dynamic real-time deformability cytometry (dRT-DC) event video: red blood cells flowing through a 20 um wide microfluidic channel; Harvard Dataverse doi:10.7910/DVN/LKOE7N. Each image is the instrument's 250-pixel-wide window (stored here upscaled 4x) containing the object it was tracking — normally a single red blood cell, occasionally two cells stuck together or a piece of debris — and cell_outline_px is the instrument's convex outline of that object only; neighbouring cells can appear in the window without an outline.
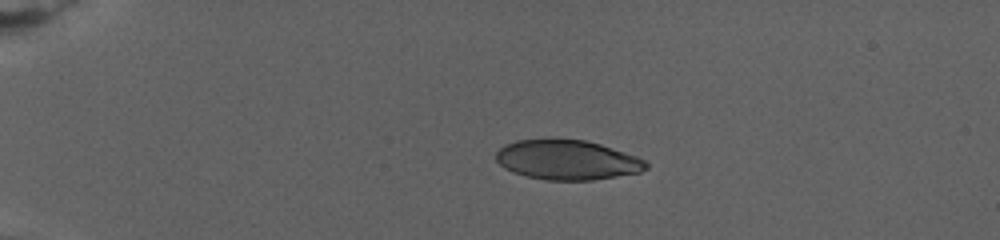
{"species": "human", "species_latin": "Homo sapiens", "temperature_condition": "warm", "stored_images_in_passage": 45, "camera_frame_rate_fps": 3000, "um_per_image_px": 0.085, "donor": {"sex": "female"}, "frame": {"image": 1, "passage_image": 1, "time_ms": 0.0, "image_size_px": [1000, 240], "cell_outline_px": [[648, 168], [640, 172], [592, 180], [544, 180], [512, 172], [504, 168], [496, 160], [496, 152], [504, 144], [516, 140], [584, 140], [600, 144], [636, 156], [644, 160], [648, 164]], "centroid_in_image_um": [48.2, 13.6], "position_along_channel_um": 36.8, "area_um2": 34.39}}
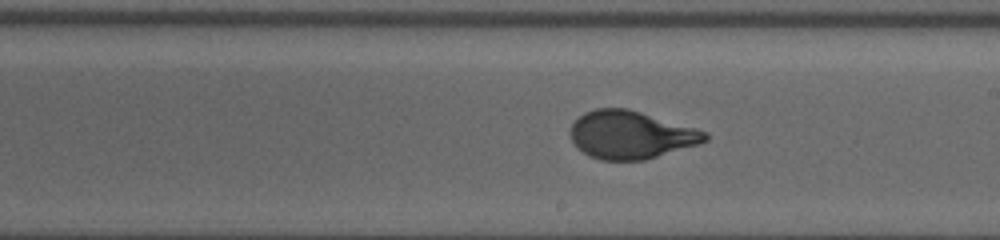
{"frame": {"image": 2, "passage_image": 19, "time_ms": 10.333, "image_size_px": [1000, 240], "cell_outline_px": [[708, 140], [700, 144], [644, 160], [600, 160], [588, 156], [576, 148], [568, 132], [572, 124], [584, 112], [596, 108], [628, 108], [708, 132]], "centroid_in_image_um": [53.59, 11.47], "position_along_channel_um": 235.4, "area_um2": 37.74}}
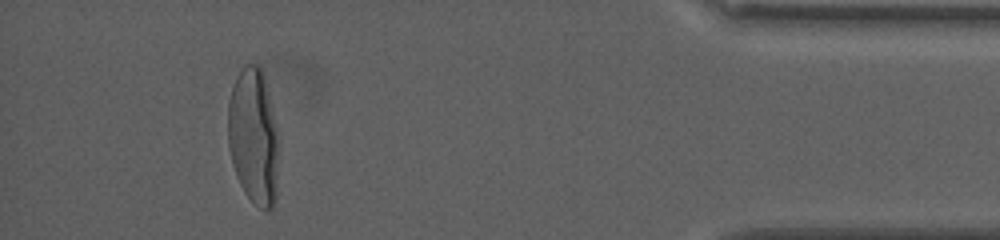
{"frame": {"image": 3, "passage_image": 38, "time_ms": 19.0, "image_size_px": [1000, 240], "cell_outline_px": [[280, 140], [276, 196], [272, 208], [264, 212], [244, 192], [236, 176], [228, 144], [228, 100], [236, 76], [244, 64], [260, 64], [264, 72]], "centroid_in_image_um": [21.58, 11.58], "position_along_channel_um": 413.6, "area_um2": 41.15}, "authors_computed_cell_mechanics": {"area_um2": 37.6856, "velocity_mm_per_s": 2.5934, "shape_relaxation_time_tau1_ms": 6.9624, "shape_relaxation_time_tau2_ms": null, "deformation_change_tau1": 0.2607, "deformation_change_tau2": null}}